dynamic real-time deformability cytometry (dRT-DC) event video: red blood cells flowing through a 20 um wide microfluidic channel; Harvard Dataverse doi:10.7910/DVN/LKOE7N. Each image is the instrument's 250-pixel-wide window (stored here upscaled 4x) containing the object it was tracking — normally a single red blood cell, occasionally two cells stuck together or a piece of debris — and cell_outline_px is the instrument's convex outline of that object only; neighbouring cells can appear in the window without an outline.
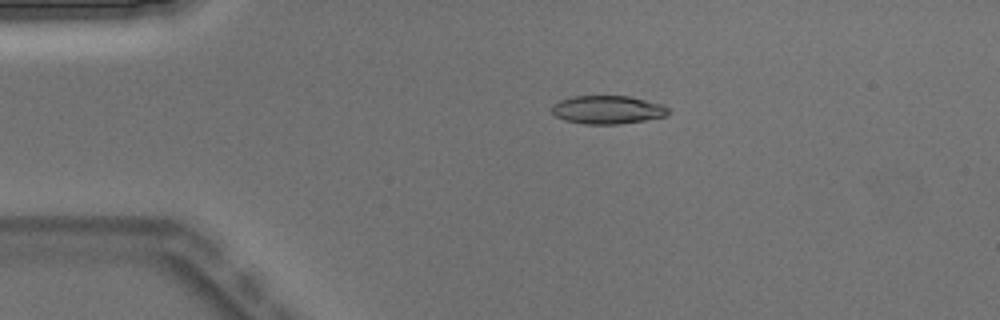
{"species": "Egyptian fruit bat (a non-hibernating species)", "species_latin": "Rousettus aegyptiacus", "temperature_condition": "warm", "stored_images_in_passage": 3, "camera_frame_rate_fps": 3000, "um_per_image_px": 0.085, "animal": {"sex": "male"}, "frame": {"image": 1, "passage_image": 2, "time_ms": 0.333, "image_size_px": [1000, 320], "cell_outline_px": [[668, 116], [620, 124], [584, 124], [564, 120], [556, 116], [552, 112], [552, 104], [560, 100], [572, 96], [628, 96], [660, 104], [668, 108]], "centroid_in_image_um": [51.61, 9.33], "position_along_channel_um": 33.4, "area_um2": 19.13}}